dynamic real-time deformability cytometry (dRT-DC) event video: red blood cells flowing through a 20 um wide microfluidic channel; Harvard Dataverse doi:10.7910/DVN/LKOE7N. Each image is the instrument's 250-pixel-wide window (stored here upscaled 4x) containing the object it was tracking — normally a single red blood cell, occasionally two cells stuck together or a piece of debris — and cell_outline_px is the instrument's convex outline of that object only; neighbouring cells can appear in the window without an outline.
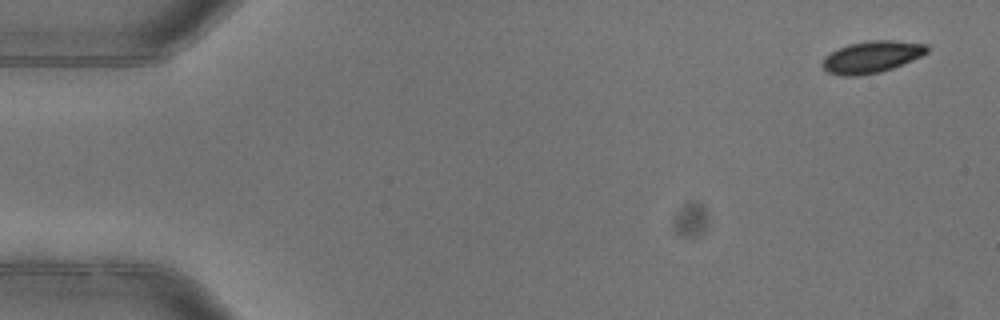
{"species": "common noctule bat (a hibernating species)", "species_latin": "Nyctalus noctula", "temperature_condition": "warm", "stored_images_in_passage": 4, "camera_frame_rate_fps": 3000, "um_per_image_px": 0.085, "animal": {"sex": "female"}, "frame": {"image": 1, "passage_image": 1, "time_ms": 0.0, "image_size_px": [1000, 320], "cell_outline_px": [[928, 52], [912, 60], [892, 68], [880, 72], [856, 76], [840, 76], [828, 72], [820, 64], [824, 56], [848, 44], [868, 40], [896, 40], [928, 44]], "centroid_in_image_um": [74.08, 4.83], "position_along_channel_um": 10.9, "area_um2": 19.48}}